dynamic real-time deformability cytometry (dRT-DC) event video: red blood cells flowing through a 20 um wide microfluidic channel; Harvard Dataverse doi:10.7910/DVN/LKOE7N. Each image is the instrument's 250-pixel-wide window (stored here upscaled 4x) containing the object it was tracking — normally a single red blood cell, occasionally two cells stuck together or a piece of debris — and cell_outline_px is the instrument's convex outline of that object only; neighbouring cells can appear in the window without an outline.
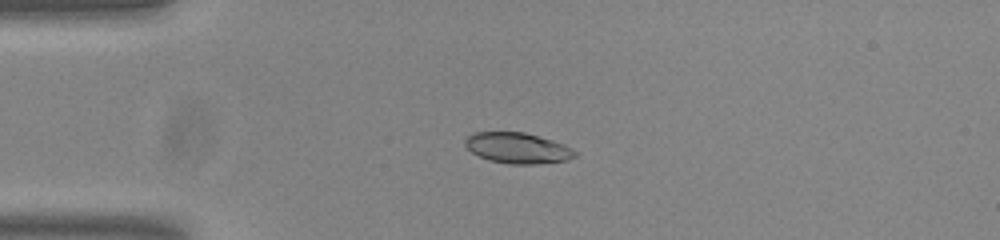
{"species": "common noctule bat (a hibernating species)", "species_latin": "Nyctalus noctula", "temperature_condition": "room temperature", "stored_images_in_passage": 54, "camera_frame_rate_fps": 3000, "um_per_image_px": 0.085, "animal": {"sex": "male", "body_mass_g": 20.0, "forearm_length_mm": 53.3}, "frame": {"image": 1, "passage_image": 13, "time_ms": 4.0, "image_size_px": [1000, 240], "cell_outline_px": [[576, 156], [568, 160], [536, 164], [508, 164], [488, 160], [472, 152], [464, 144], [464, 140], [472, 132], [524, 132], [552, 140], [564, 144], [572, 148], [576, 152]], "centroid_in_image_um": [43.99, 12.58], "position_along_channel_um": 41.0, "area_um2": 19.71}}
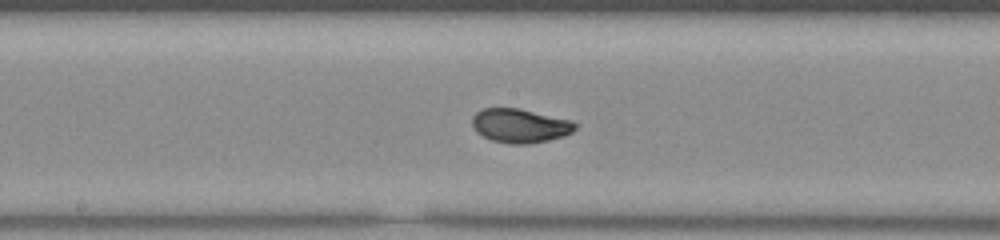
{"frame": {"image": 2, "passage_image": 28, "time_ms": 9.0, "image_size_px": [1000, 240], "cell_outline_px": [[580, 124], [572, 132], [564, 136], [548, 140], [528, 144], [512, 144], [492, 140], [476, 132], [472, 124], [472, 116], [476, 112], [484, 108], [520, 108], [572, 120]], "centroid_in_image_um": [44.23, 10.67], "position_along_channel_um": 204.0, "area_um2": 20.58}}
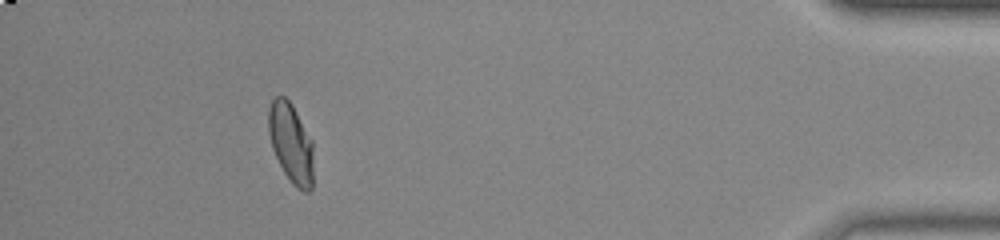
{"frame": {"image": 3, "passage_image": 49, "time_ms": 16.0, "image_size_px": [1000, 240], "cell_outline_px": [[312, 188], [308, 192], [304, 192], [296, 188], [292, 184], [284, 172], [272, 148], [268, 132], [268, 108], [272, 100], [276, 96], [284, 96], [292, 104], [312, 140]], "centroid_in_image_um": [24.72, 12.15], "position_along_channel_um": 410.5, "area_um2": 20.81}, "authors_computed_cell_mechanics": {"area_um2": 20.7213, "velocity_mm_per_s": 3.7939, "shape_relaxation_time_tau1_ms": 3.0215, "shape_relaxation_time_tau2_ms": null, "deformation_change_tau1": 0.1414, "deformation_change_tau2": null}}